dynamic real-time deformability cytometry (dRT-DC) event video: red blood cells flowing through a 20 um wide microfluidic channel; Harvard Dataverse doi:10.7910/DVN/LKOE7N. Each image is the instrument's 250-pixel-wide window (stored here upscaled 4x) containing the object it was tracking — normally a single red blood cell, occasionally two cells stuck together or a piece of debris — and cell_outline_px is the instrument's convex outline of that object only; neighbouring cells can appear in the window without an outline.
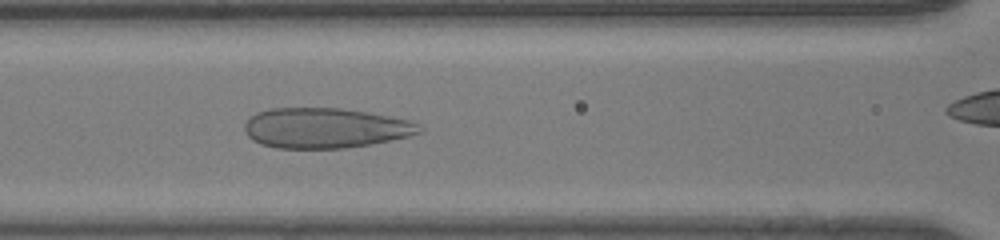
{"species": "human", "species_latin": "Homo sapiens", "temperature_condition": "room temperature", "stored_images_in_passage": 43, "camera_frame_rate_fps": 3000, "um_per_image_px": 0.085, "donor": {"sex": "male"}, "frame": {"image": 1, "passage_image": 25, "time_ms": 8.0, "image_size_px": [1000, 240], "cell_outline_px": [[424, 128], [420, 132], [408, 136], [368, 144], [344, 148], [276, 148], [260, 144], [252, 140], [244, 132], [244, 124], [256, 112], [272, 108], [340, 108], [368, 112], [408, 120], [420, 124]], "centroid_in_image_um": [27.6, 10.88], "position_along_channel_um": 139.0, "area_um2": 40.81}}
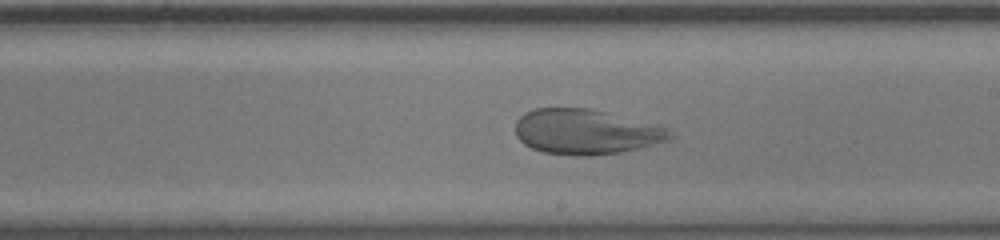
{"frame": {"image": 2, "passage_image": 32, "time_ms": 10.333, "image_size_px": [1000, 240], "cell_outline_px": [[676, 136], [668, 140], [620, 152], [592, 156], [576, 156], [544, 152], [532, 148], [524, 144], [516, 136], [516, 120], [524, 112], [532, 108], [592, 108], [660, 124], [676, 132]], "centroid_in_image_um": [49.85, 11.18], "position_along_channel_um": 239.2, "area_um2": 41.27}}
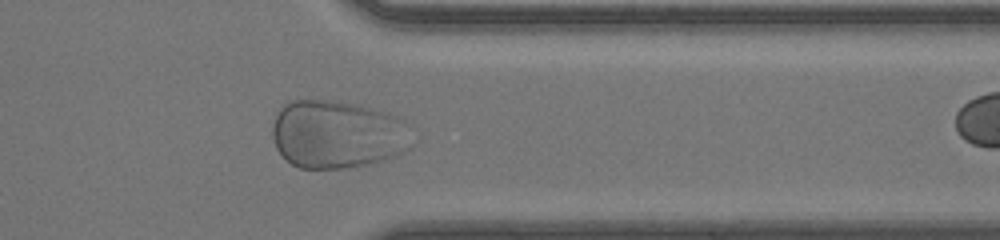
{"frame": {"image": 3, "passage_image": 42, "time_ms": 13.667, "image_size_px": [1000, 240], "cell_outline_px": [[412, 144], [408, 148], [396, 156], [384, 160], [368, 164], [348, 168], [300, 168], [292, 164], [276, 148], [272, 136], [272, 128], [280, 104], [292, 100], [328, 100], [360, 104], [388, 112], [404, 120]], "centroid_in_image_um": [28.66, 11.4], "position_along_channel_um": 382.7, "area_um2": 55.78}}